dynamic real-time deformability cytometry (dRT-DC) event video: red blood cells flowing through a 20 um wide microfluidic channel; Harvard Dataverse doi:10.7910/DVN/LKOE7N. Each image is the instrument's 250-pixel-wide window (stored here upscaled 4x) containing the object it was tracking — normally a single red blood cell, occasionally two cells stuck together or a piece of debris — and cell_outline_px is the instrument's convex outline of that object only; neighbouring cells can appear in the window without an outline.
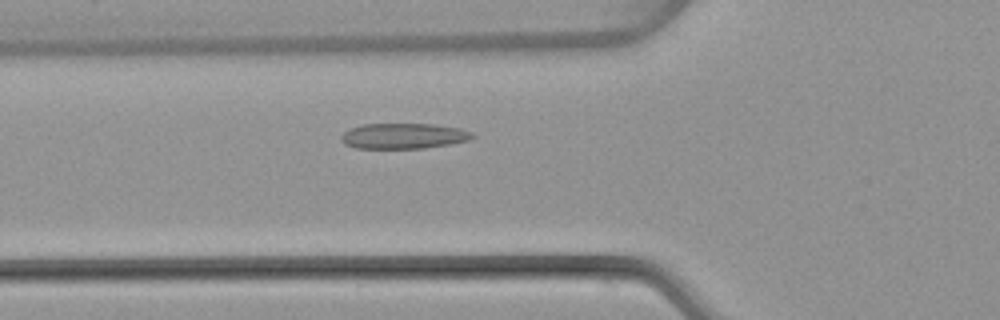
{"species": "common noctule bat (a hibernating species)", "species_latin": "Nyctalus noctula", "temperature_condition": "warm", "stored_images_in_passage": 44, "camera_frame_rate_fps": 3000, "um_per_image_px": 0.085, "animal": {"sex": "female", "body_mass_g": 22.7, "forearm_length_mm": 54.2}, "frame": {"image": 1, "passage_image": 12, "time_ms": 3.667, "image_size_px": [1000, 320], "cell_outline_px": [[476, 136], [472, 140], [424, 148], [356, 148], [344, 144], [340, 140], [340, 136], [348, 128], [364, 124], [432, 124], [460, 128], [472, 132]], "centroid_in_image_um": [34.3, 11.55], "position_along_channel_um": 91.5, "area_um2": 19.65}}
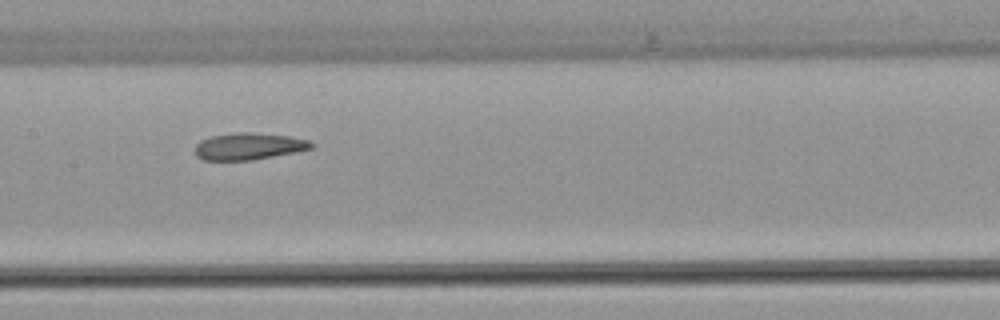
{"frame": {"image": 2, "passage_image": 19, "time_ms": 6.0, "image_size_px": [1000, 320], "cell_outline_px": [[316, 144], [312, 148], [296, 152], [252, 160], [204, 160], [196, 156], [196, 144], [200, 140], [212, 136], [236, 132], [248, 132], [288, 136], [312, 140]], "centroid_in_image_um": [21.18, 12.43], "position_along_channel_um": 186.2, "area_um2": 18.26}}
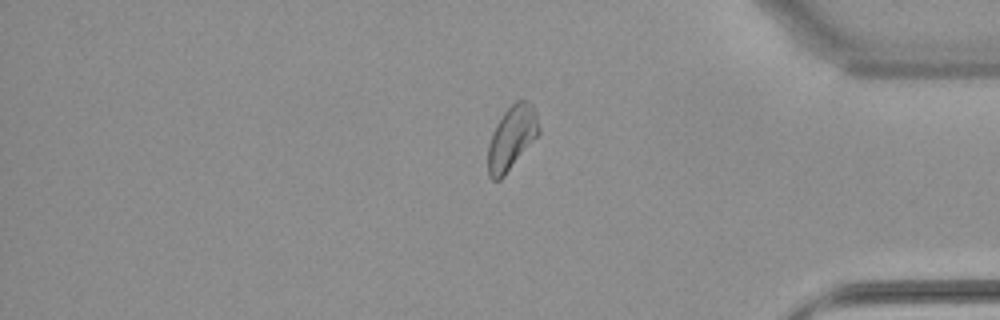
{"frame": {"image": 3, "passage_image": 36, "time_ms": 11.667, "image_size_px": [1000, 320], "cell_outline_px": [[540, 132], [504, 176], [500, 180], [492, 180], [488, 176], [488, 144], [492, 132], [496, 124], [504, 112], [516, 100], [528, 100], [532, 104], [536, 112], [540, 128]], "centroid_in_image_um": [43.49, 11.7], "position_along_channel_um": 391.7, "area_um2": 18.84}, "authors_computed_cell_mechanics": {"area_um2": 19.074, "velocity_mm_per_s": 4.0442, "shape_relaxation_time_tau1_ms": null, "shape_relaxation_time_tau2_ms": 3.3014, "deformation_change_tau1": null, "deformation_change_tau2": 0.0817}}